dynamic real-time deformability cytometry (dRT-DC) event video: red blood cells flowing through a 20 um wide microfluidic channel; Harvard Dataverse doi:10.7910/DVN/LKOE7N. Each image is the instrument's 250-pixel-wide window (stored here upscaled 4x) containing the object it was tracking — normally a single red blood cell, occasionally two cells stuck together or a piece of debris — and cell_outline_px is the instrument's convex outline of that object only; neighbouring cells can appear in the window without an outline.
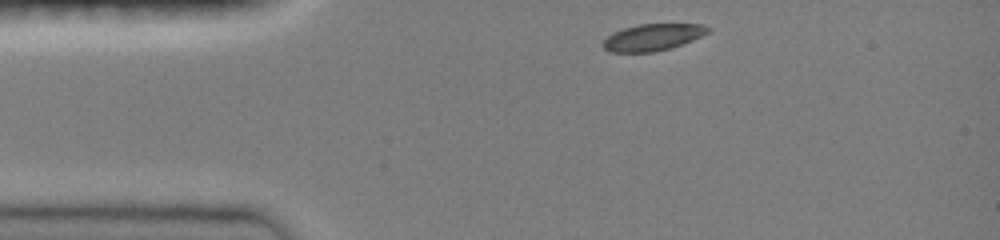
{"species": "common noctule bat (a hibernating species)", "species_latin": "Nyctalus noctula", "temperature_condition": "room temperature", "stored_images_in_passage": 34, "camera_frame_rate_fps": 3000, "um_per_image_px": 0.085, "animal": {"sex": "female", "body_mass_g": 19.0, "forearm_length_mm": 51.5}, "frame": {"image": 1, "passage_image": 1, "time_ms": 0.0, "image_size_px": [1000, 240], "cell_outline_px": [[712, 28], [708, 32], [692, 40], [672, 48], [652, 52], [608, 52], [600, 44], [608, 36], [624, 28], [636, 24], [704, 24]], "centroid_in_image_um": [55.48, 3.17], "position_along_channel_um": 29.5, "area_um2": 16.36}}
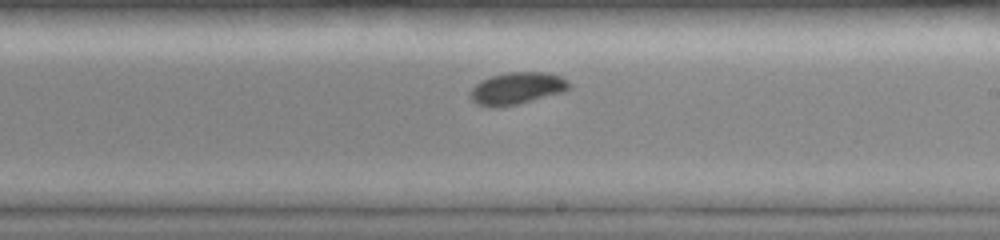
{"frame": {"image": 2, "passage_image": 20, "time_ms": 6.333, "image_size_px": [1000, 240], "cell_outline_px": [[572, 84], [564, 92], [516, 104], [496, 108], [492, 108], [476, 104], [472, 100], [468, 92], [480, 80], [492, 76], [508, 72], [548, 72], [560, 76]], "centroid_in_image_um": [43.91, 7.51], "position_along_channel_um": 245.1, "area_um2": 18.55}}
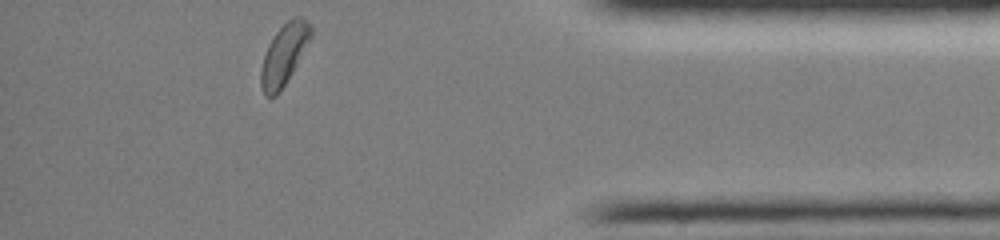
{"frame": {"image": 3, "passage_image": 34, "time_ms": 11.0, "image_size_px": [1000, 240], "cell_outline_px": [[312, 36], [280, 92], [276, 96], [264, 96], [260, 84], [260, 72], [264, 56], [268, 44], [276, 32], [292, 16], [304, 16], [312, 24]], "centroid_in_image_um": [24.15, 4.59], "position_along_channel_um": 411.1, "area_um2": 17.63}, "authors_computed_cell_mechanics": {"area_um2": 17.8602, "velocity_mm_per_s": 4.0383, "shape_relaxation_time_tau1_ms": 2.5796, "shape_relaxation_time_tau2_ms": null, "deformation_change_tau1": 0.1083, "deformation_change_tau2": null}}